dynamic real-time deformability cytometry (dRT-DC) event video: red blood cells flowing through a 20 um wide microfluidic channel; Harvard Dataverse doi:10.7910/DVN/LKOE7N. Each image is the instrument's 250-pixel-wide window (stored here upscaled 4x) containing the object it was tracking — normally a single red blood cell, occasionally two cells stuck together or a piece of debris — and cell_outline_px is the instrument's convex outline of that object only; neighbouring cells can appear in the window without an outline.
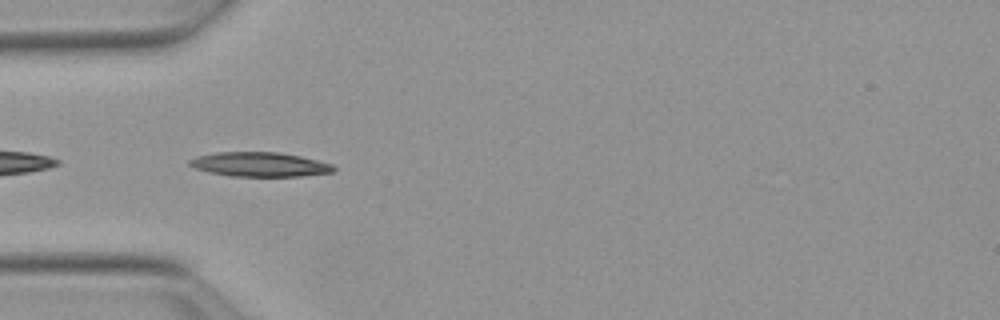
{"species": "Egyptian fruit bat (a non-hibernating species)", "species_latin": "Rousettus aegyptiacus", "temperature_condition": "warm", "stored_images_in_passage": 4, "camera_frame_rate_fps": 3000, "um_per_image_px": 0.085, "animal": {"sex": "female"}, "frame": {"image": 1, "passage_image": 2, "time_ms": 0.333, "image_size_px": [1000, 320], "cell_outline_px": [[336, 172], [300, 176], [228, 176], [208, 172], [196, 168], [188, 164], [188, 160], [196, 156], [216, 152], [280, 152], [300, 156], [332, 164], [336, 168]], "centroid_in_image_um": [22.07, 13.97], "position_along_channel_um": 62.9, "area_um2": 20.58}}